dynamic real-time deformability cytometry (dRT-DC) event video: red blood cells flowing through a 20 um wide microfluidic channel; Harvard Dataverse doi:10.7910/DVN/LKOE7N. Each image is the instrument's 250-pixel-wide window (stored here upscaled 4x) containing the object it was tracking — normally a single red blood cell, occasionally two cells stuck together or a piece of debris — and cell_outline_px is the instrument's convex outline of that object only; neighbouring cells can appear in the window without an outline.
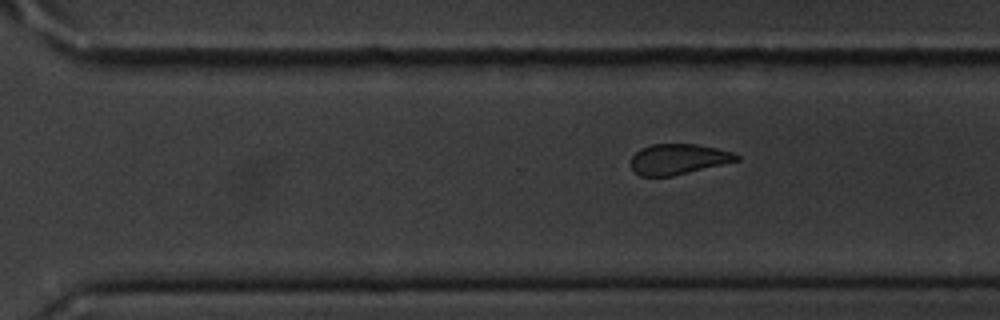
{"species": "common noctule bat (a hibernating species)", "species_latin": "Nyctalus noctula", "temperature_condition": "cold", "stored_images_in_passage": 11, "camera_frame_rate_fps": 3000, "um_per_image_px": 0.085, "animal": {"sex": "male", "body_mass_g": 20.1, "forearm_length_mm": 53.5}, "frame": {"image": 1, "passage_image": 11, "time_ms": 3.333, "image_size_px": [1000, 320], "cell_outline_px": [[740, 160], [672, 176], [640, 176], [632, 168], [632, 156], [640, 148], [652, 144], [696, 144], [716, 148], [732, 152], [740, 156]], "centroid_in_image_um": [57.66, 13.52], "position_along_channel_um": 312.9, "area_um2": 18.61}}